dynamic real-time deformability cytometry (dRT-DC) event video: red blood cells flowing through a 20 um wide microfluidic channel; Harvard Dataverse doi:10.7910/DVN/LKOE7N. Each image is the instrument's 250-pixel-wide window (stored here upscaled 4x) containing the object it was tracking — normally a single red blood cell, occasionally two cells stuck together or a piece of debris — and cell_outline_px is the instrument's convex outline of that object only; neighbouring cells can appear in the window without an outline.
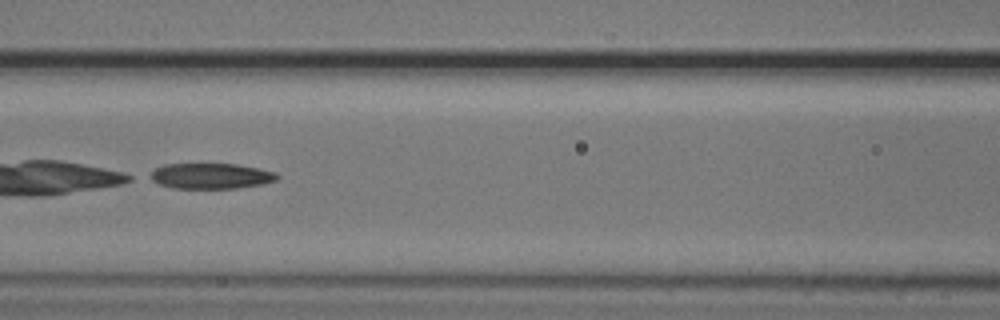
{"species": "common noctule bat (a hibernating species)", "species_latin": "Nyctalus noctula", "temperature_condition": "cold", "stored_images_in_passage": 5, "camera_frame_rate_fps": 3000, "um_per_image_px": 0.085, "animal": {"sex": "male", "body_mass_g": 20.5, "forearm_length_mm": 52.5}, "frame": {"image": 1, "passage_image": 4, "time_ms": 1.0, "image_size_px": [1000, 320], "cell_outline_px": [[280, 176], [276, 180], [264, 184], [236, 188], [172, 188], [160, 184], [144, 176], [156, 168], [164, 164], [236, 164], [276, 172]], "centroid_in_image_um": [17.89, 14.96], "position_along_channel_um": 148.7, "area_um2": 19.02}}